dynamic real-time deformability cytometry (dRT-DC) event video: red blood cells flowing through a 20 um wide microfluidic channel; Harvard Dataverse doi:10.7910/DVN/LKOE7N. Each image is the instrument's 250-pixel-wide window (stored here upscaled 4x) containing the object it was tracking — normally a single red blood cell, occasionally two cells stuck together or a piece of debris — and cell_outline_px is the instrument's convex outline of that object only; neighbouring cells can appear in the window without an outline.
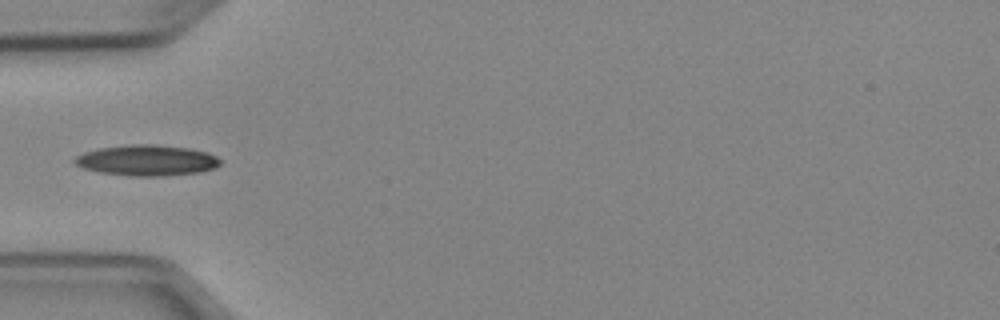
{"species": "Egyptian fruit bat (a non-hibernating species)", "species_latin": "Rousettus aegyptiacus", "temperature_condition": "cold", "stored_images_in_passage": 5, "camera_frame_rate_fps": 3000, "um_per_image_px": 0.085, "animal": {"sex": "female"}, "frame": {"image": 1, "passage_image": 5, "time_ms": 5.333, "image_size_px": [1000, 320], "cell_outline_px": [[220, 164], [216, 168], [200, 172], [160, 176], [132, 176], [100, 172], [84, 168], [76, 164], [72, 160], [76, 156], [84, 152], [96, 148], [128, 144], [156, 144], [188, 148], [208, 152], [216, 156], [220, 160]], "centroid_in_image_um": [12.48, 13.62], "position_along_channel_um": 72.5, "area_um2": 26.24}}